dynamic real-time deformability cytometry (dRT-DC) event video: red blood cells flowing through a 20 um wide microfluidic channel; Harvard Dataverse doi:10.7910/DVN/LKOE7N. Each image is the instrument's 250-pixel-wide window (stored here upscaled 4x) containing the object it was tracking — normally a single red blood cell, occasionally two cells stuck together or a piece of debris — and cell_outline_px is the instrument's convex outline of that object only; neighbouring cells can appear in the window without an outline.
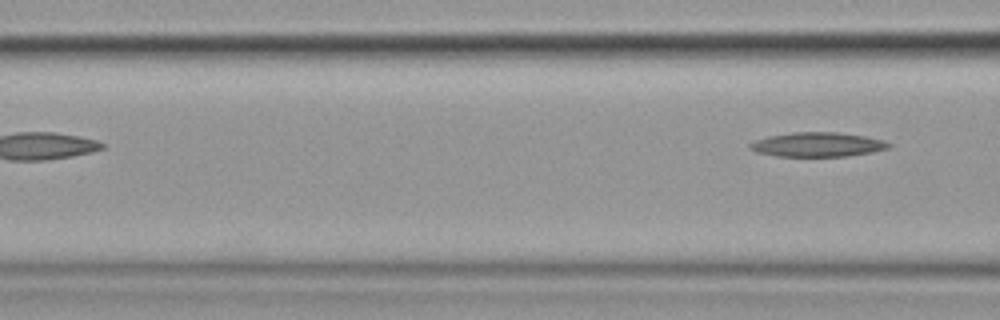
{"species": "common noctule bat (a hibernating species)", "species_latin": "Nyctalus noctula", "temperature_condition": "cold", "stored_images_in_passage": 3, "camera_frame_rate_fps": 3000, "um_per_image_px": 0.085, "animal": {"sex": "female", "body_mass_g": 19.9}, "frame": {"image": 1, "passage_image": 3, "time_ms": 2.333, "image_size_px": [1000, 320], "cell_outline_px": [[892, 144], [888, 148], [872, 152], [848, 156], [776, 156], [756, 152], [748, 148], [748, 144], [756, 140], [768, 136], [792, 132], [836, 132], [864, 136], [884, 140]], "centroid_in_image_um": [69.47, 12.28], "position_along_channel_um": 97.1, "area_um2": 19.71}}